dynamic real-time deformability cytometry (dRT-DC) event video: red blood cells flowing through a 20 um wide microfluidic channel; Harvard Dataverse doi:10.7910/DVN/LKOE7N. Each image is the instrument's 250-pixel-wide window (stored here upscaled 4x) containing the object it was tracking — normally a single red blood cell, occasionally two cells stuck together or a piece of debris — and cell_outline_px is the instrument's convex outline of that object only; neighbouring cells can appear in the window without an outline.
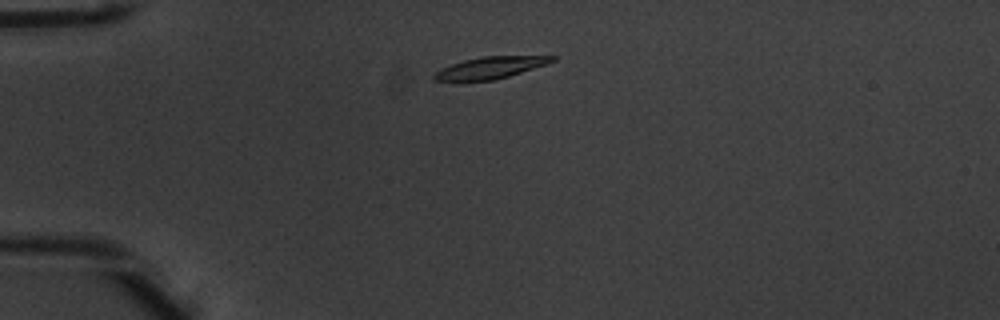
{"species": "common noctule bat (a hibernating species)", "species_latin": "Nyctalus noctula", "temperature_condition": "warm", "stored_images_in_passage": 6, "camera_frame_rate_fps": 3000, "um_per_image_px": 0.085, "animal": {"sex": "male", "body_mass_g": 20.1, "forearm_length_mm": 53.5}, "frame": {"image": 1, "passage_image": 2, "time_ms": 0.333, "image_size_px": [1000, 320], "cell_outline_px": [[556, 60], [548, 64], [496, 80], [432, 80], [432, 76], [436, 72], [452, 64], [464, 60], [484, 56], [556, 56]], "centroid_in_image_um": [41.74, 5.75], "position_along_channel_um": 43.3, "area_um2": 14.74}}
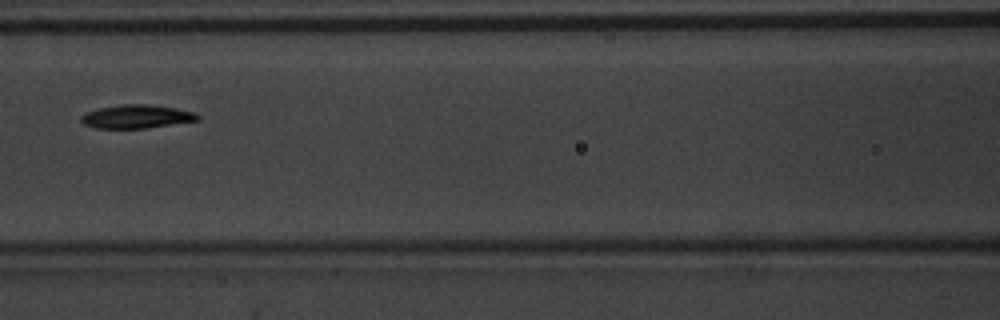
{"frame": {"image": 2, "passage_image": 5, "time_ms": 1.333, "image_size_px": [1000, 320], "cell_outline_px": [[200, 120], [144, 128], [96, 128], [84, 124], [80, 120], [80, 116], [84, 112], [96, 108], [124, 104], [144, 104], [176, 108], [196, 112], [200, 116]], "centroid_in_image_um": [11.58, 9.9], "position_along_channel_um": 155.0, "area_um2": 16.01}}